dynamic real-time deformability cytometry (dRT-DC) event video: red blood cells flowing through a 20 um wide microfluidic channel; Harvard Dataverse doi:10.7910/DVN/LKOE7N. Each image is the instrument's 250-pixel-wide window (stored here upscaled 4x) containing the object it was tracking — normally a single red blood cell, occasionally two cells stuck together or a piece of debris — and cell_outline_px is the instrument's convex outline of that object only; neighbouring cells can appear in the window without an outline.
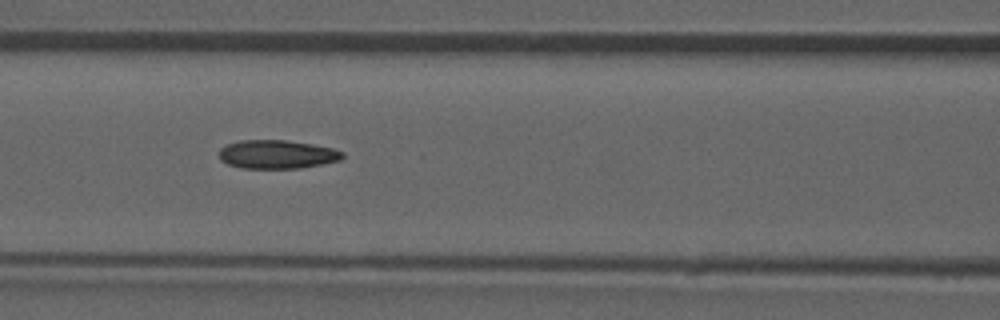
{"species": "common noctule bat (a hibernating species)", "species_latin": "Nyctalus noctula", "temperature_condition": "room temperature", "stored_images_in_passage": 51, "camera_frame_rate_fps": 3000, "um_per_image_px": 0.085, "animal": {"sex": "male", "forearm_length_mm": 52.5}, "frame": {"image": 1, "passage_image": 22, "time_ms": 7.0, "image_size_px": [1000, 320], "cell_outline_px": [[344, 156], [340, 160], [300, 168], [240, 168], [228, 164], [220, 160], [220, 148], [228, 144], [240, 140], [288, 140], [312, 144], [332, 148], [344, 152]], "centroid_in_image_um": [23.54, 13.11], "position_along_channel_um": 143.1, "area_um2": 20.52}}
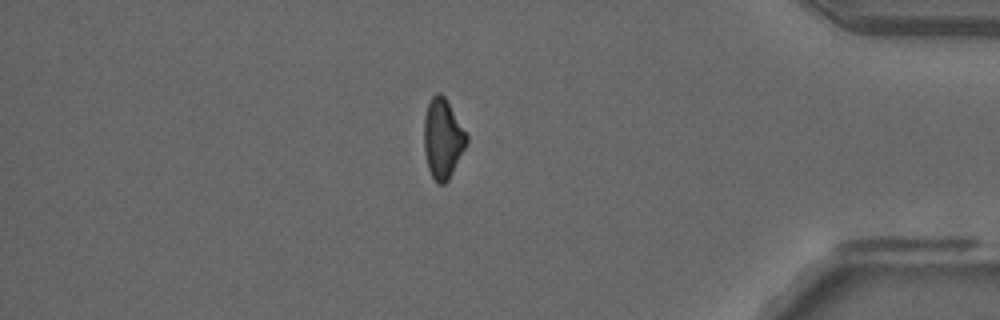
{"frame": {"image": 2, "passage_image": 44, "time_ms": 14.333, "image_size_px": [1000, 320], "cell_outline_px": [[468, 140], [448, 180], [444, 184], [436, 184], [428, 168], [424, 152], [424, 116], [428, 104], [432, 96], [436, 92], [440, 92], [444, 96], [468, 136]], "centroid_in_image_um": [37.6, 11.78], "position_along_channel_um": 397.6, "area_um2": 19.54}, "authors_computed_cell_mechanics": {"area_um2": 20.808, "velocity_mm_per_s": 3.9572, "shape_relaxation_time_tau1_ms": null, "shape_relaxation_time_tau2_ms": 3.14, "deformation_change_tau1": null, "deformation_change_tau2": 0.1008}}